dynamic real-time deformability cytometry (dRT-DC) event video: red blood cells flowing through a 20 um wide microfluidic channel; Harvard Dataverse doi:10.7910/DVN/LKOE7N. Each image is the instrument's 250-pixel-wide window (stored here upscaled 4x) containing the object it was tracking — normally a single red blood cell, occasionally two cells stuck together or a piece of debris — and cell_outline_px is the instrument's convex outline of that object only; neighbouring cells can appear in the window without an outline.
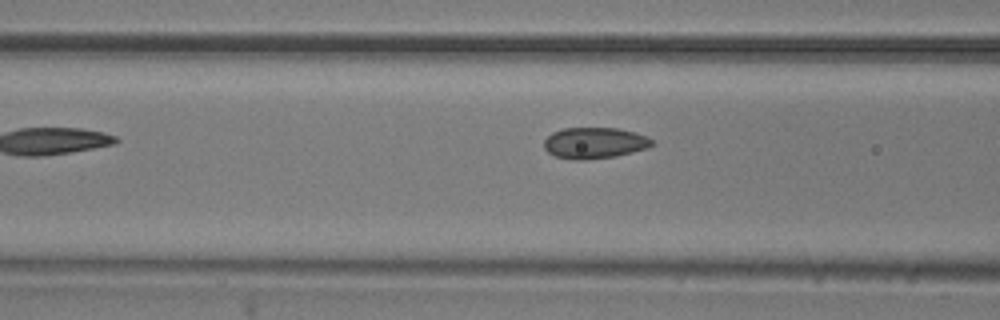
{"species": "common noctule bat (a hibernating species)", "species_latin": "Nyctalus noctula", "temperature_condition": "room temperature", "stored_images_in_passage": 10, "camera_frame_rate_fps": 3000, "um_per_image_px": 0.085, "animal": {"sex": "male", "body_mass_g": 20.5, "forearm_length_mm": 52.5}, "frame": {"image": 1, "passage_image": 4, "time_ms": 1.0, "image_size_px": [1000, 320], "cell_outline_px": [[656, 144], [648, 148], [616, 156], [588, 160], [576, 160], [556, 156], [548, 152], [544, 148], [544, 140], [552, 132], [564, 128], [616, 128], [636, 132], [652, 140]], "centroid_in_image_um": [50.54, 12.15], "position_along_channel_um": 116.1, "area_um2": 19.65}}
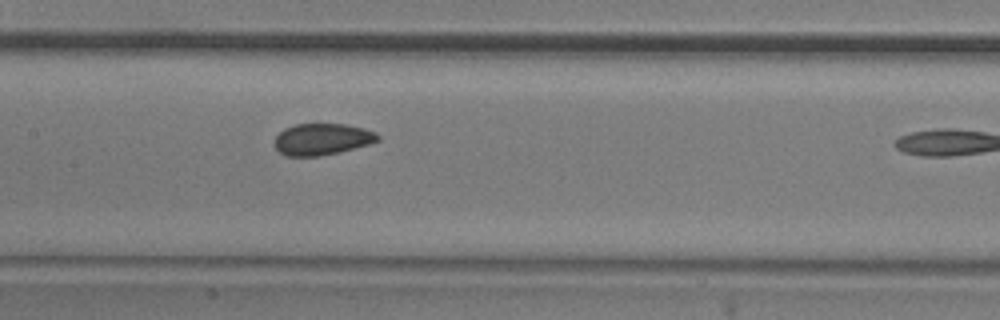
{"frame": {"image": 2, "passage_image": 9, "time_ms": 2.667, "image_size_px": [1000, 320], "cell_outline_px": [[380, 140], [368, 144], [340, 152], [320, 156], [284, 156], [276, 148], [276, 136], [284, 128], [296, 124], [344, 124], [364, 128], [376, 132], [380, 136]], "centroid_in_image_um": [27.4, 11.83], "position_along_channel_um": 180.0, "area_um2": 18.96}}